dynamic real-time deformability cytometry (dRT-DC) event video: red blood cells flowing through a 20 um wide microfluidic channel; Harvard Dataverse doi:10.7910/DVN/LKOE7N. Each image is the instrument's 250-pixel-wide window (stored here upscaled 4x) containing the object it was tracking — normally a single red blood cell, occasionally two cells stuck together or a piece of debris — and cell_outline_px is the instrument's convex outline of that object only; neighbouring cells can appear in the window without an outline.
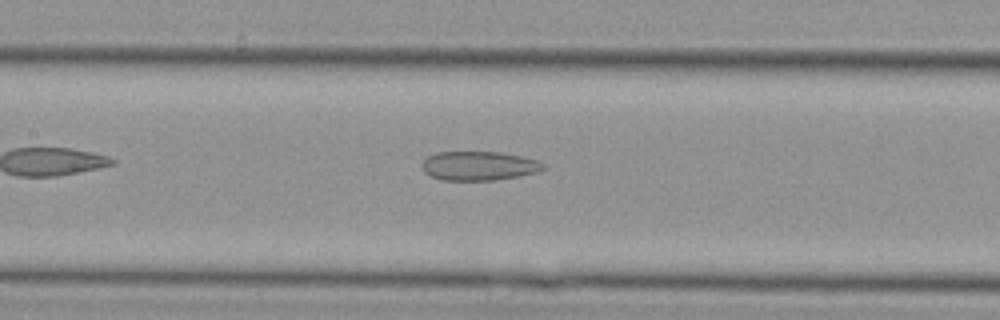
{"species": "Egyptian fruit bat (a non-hibernating species)", "species_latin": "Rousettus aegyptiacus", "temperature_condition": "cold", "stored_images_in_passage": 22, "camera_frame_rate_fps": 3000, "um_per_image_px": 0.085, "animal": {"sex": "female"}, "frame": {"image": 1, "passage_image": 6, "time_ms": 1.667, "image_size_px": [1000, 320], "cell_outline_px": [[544, 168], [536, 172], [520, 176], [496, 180], [440, 180], [424, 172], [420, 164], [428, 156], [436, 152], [500, 152], [520, 156], [536, 160], [544, 164]], "centroid_in_image_um": [40.67, 14.1], "position_along_channel_um": 166.7, "area_um2": 20.52}}
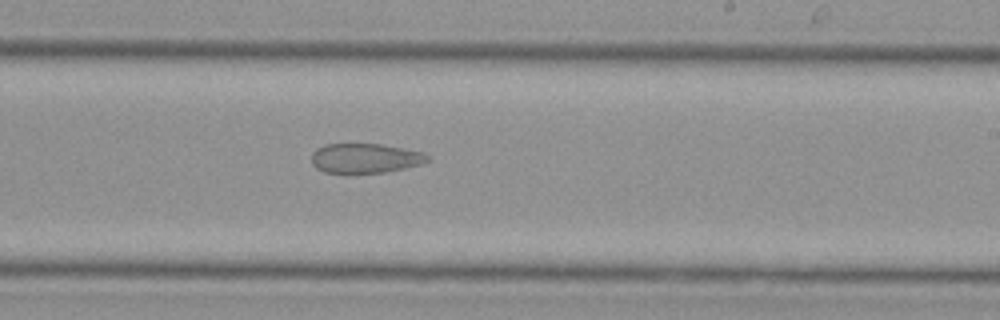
{"frame": {"image": 2, "passage_image": 11, "time_ms": 3.333, "image_size_px": [1000, 320], "cell_outline_px": [[428, 160], [420, 164], [404, 168], [384, 172], [324, 172], [316, 168], [312, 164], [312, 152], [316, 148], [324, 144], [380, 144], [404, 148], [424, 152], [428, 156]], "centroid_in_image_um": [31.01, 13.43], "position_along_channel_um": 258.0, "area_um2": 19.83}}
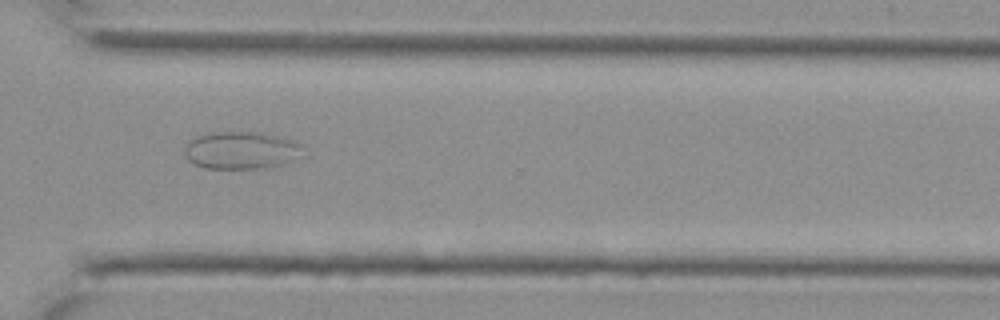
{"frame": {"image": 3, "passage_image": 16, "time_ms": 5.0, "image_size_px": [1000, 320], "cell_outline_px": [[300, 144], [288, 164], [260, 168], [204, 168], [188, 160], [184, 152], [184, 148], [188, 140], [196, 136], [212, 132], [260, 132], [280, 136], [292, 140]], "centroid_in_image_um": [20.39, 12.76], "position_along_channel_um": 350.2, "area_um2": 25.43}}